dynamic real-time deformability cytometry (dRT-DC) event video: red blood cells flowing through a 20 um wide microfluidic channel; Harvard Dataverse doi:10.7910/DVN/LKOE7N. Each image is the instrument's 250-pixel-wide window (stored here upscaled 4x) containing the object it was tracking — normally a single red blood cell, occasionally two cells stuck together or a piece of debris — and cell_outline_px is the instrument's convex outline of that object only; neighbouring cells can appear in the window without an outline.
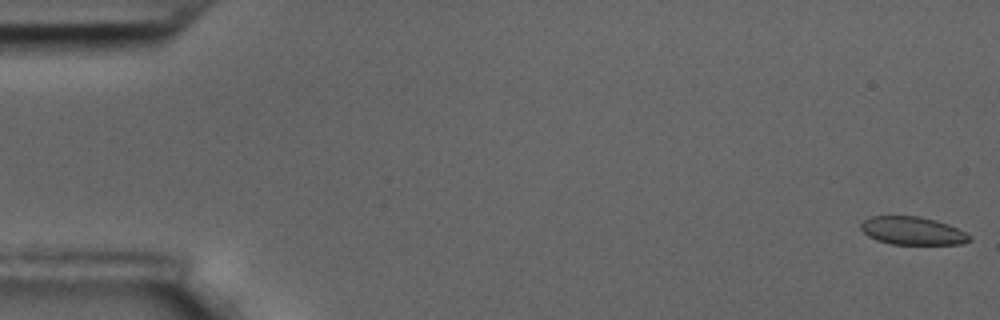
{"species": "common noctule bat (a hibernating species)", "species_latin": "Nyctalus noctula", "temperature_condition": "room temperature", "stored_images_in_passage": 58, "camera_frame_rate_fps": 3000, "um_per_image_px": 0.085, "animal": {"sex": "male", "body_mass_g": 17.5, "forearm_length_mm": 52.3}, "frame": {"image": 1, "passage_image": 1, "time_ms": 0.0, "image_size_px": [1000, 320], "cell_outline_px": [[972, 240], [964, 244], [892, 244], [876, 240], [868, 236], [860, 228], [860, 224], [864, 220], [872, 216], [920, 216], [936, 220], [948, 224], [972, 236]], "centroid_in_image_um": [77.58, 19.62], "position_along_channel_um": 7.4, "area_um2": 17.8}}
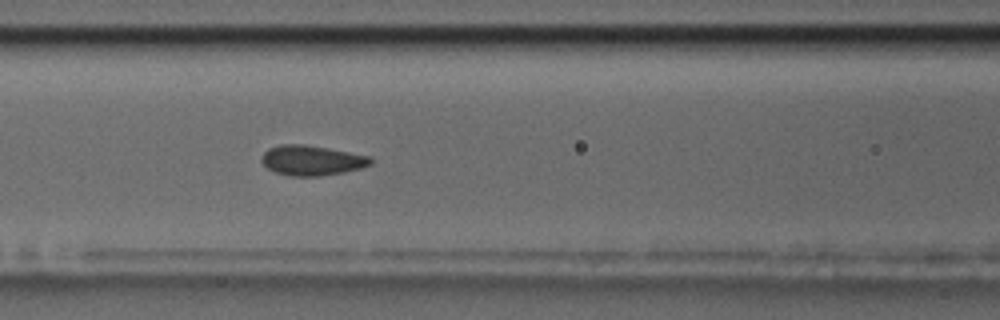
{"frame": {"image": 2, "passage_image": 25, "time_ms": 8.0, "image_size_px": [1000, 320], "cell_outline_px": [[372, 164], [360, 168], [320, 176], [292, 176], [276, 172], [268, 168], [260, 160], [260, 156], [268, 148], [280, 144], [304, 144], [328, 148], [368, 156], [372, 160]], "centroid_in_image_um": [26.44, 13.62], "position_along_channel_um": 140.2, "area_um2": 18.9}}
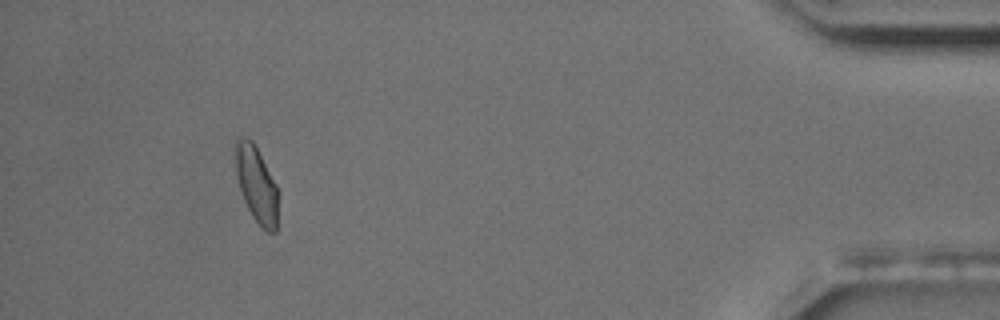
{"frame": {"image": 3, "passage_image": 54, "time_ms": 17.667, "image_size_px": [1000, 320], "cell_outline_px": [[280, 192], [276, 232], [268, 232], [252, 216], [240, 192], [236, 176], [232, 156], [232, 144], [236, 136], [240, 136], [252, 140], [256, 144]], "centroid_in_image_um": [21.76, 15.56], "position_along_channel_um": 413.4, "area_um2": 20.06}, "authors_computed_cell_mechanics": {"area_um2": 18.6116, "velocity_mm_per_s": 3.4755, "shape_relaxation_time_tau1_ms": 6.335, "shape_relaxation_time_tau2_ms": null, "deformation_change_tau1": 0.0964, "deformation_change_tau2": null}}